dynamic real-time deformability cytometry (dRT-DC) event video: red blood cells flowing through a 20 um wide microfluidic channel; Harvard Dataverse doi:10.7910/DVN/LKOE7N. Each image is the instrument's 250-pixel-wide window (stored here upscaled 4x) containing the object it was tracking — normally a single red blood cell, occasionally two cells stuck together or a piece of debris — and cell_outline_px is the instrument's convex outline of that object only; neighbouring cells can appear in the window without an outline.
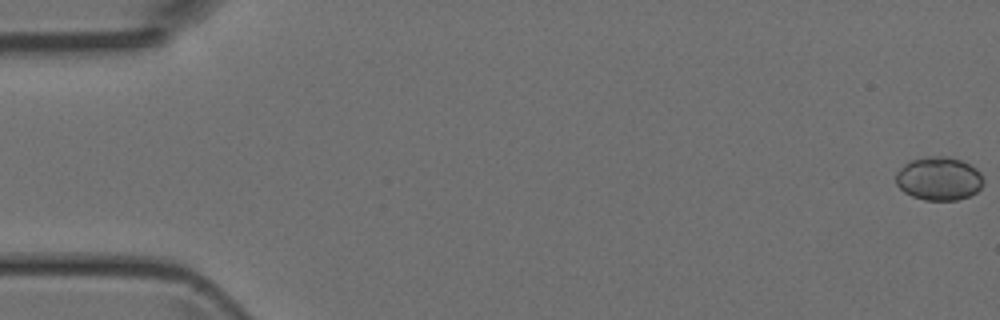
{"species": "Egyptian fruit bat (a non-hibernating species)", "species_latin": "Rousettus aegyptiacus", "temperature_condition": "room temperature", "stored_images_in_passage": 11, "camera_frame_rate_fps": 3000, "um_per_image_px": 0.085, "animal": {"sex": "female"}, "frame": {"image": 1, "passage_image": 1, "time_ms": 0.0, "image_size_px": [1000, 320], "cell_outline_px": [[984, 180], [980, 188], [976, 192], [968, 196], [956, 200], [924, 200], [912, 196], [904, 192], [896, 184], [896, 172], [904, 164], [912, 160], [928, 156], [944, 156], [960, 160], [976, 168], [980, 172]], "centroid_in_image_um": [79.79, 15.18], "position_along_channel_um": 5.2, "area_um2": 22.08}}